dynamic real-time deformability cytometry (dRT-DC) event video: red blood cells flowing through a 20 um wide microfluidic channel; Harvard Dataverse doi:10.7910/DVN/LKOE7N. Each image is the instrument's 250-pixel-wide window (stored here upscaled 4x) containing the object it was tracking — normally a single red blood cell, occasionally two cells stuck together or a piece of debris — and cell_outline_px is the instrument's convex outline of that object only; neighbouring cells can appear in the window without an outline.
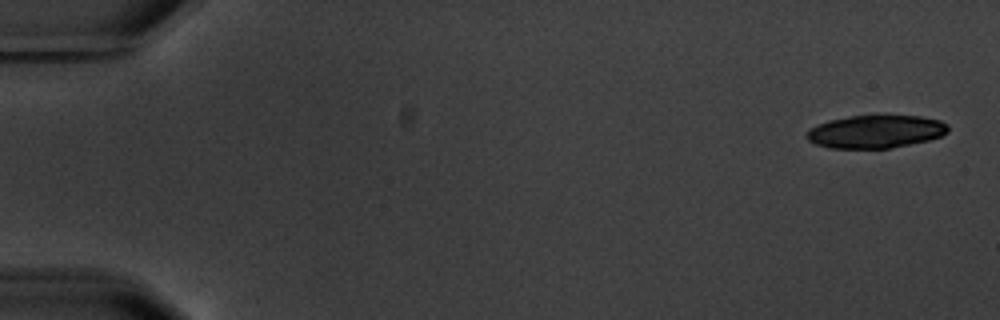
{"species": "common noctule bat (a hibernating species)", "species_latin": "Nyctalus noctula", "temperature_condition": "warm", "stored_images_in_passage": 7, "camera_frame_rate_fps": 3000, "um_per_image_px": 0.085, "animal": {"sex": "male", "body_mass_g": 20.1, "forearm_length_mm": 53.5}, "frame": {"image": 1, "passage_image": 1, "time_ms": 0.0, "image_size_px": [1000, 320], "cell_outline_px": [[948, 132], [940, 136], [928, 140], [888, 148], [828, 148], [816, 144], [808, 140], [804, 136], [808, 128], [816, 124], [828, 120], [848, 116], [920, 116], [940, 120], [948, 124]], "centroid_in_image_um": [74.37, 11.18], "position_along_channel_um": 10.6, "area_um2": 27.17}}
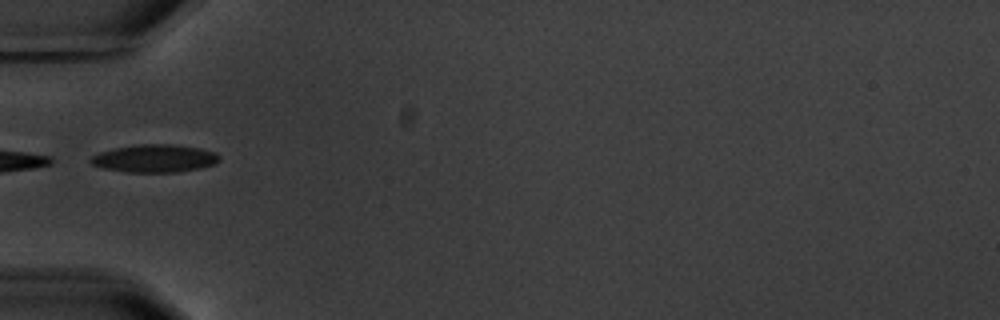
{"frame": {"image": 2, "passage_image": 5, "time_ms": 6.0, "image_size_px": [1000, 320], "cell_outline_px": [[220, 160], [216, 164], [200, 168], [176, 172], [128, 172], [104, 168], [92, 164], [88, 160], [92, 156], [100, 152], [112, 148], [140, 144], [172, 144], [200, 148], [216, 152], [220, 156]], "centroid_in_image_um": [13.17, 13.46], "position_along_channel_um": 71.8, "area_um2": 20.92}}
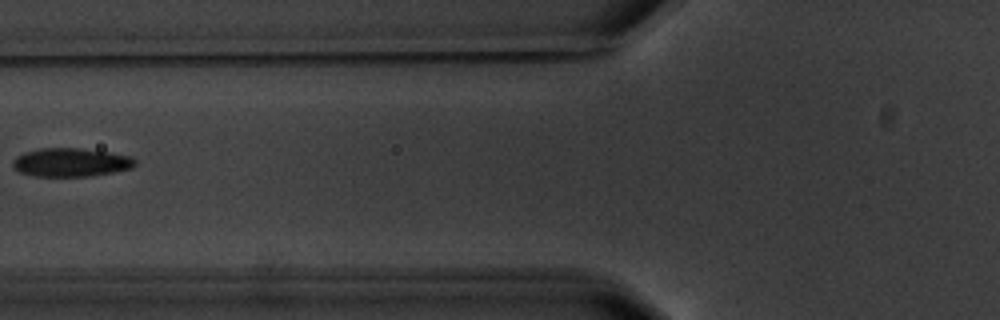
{"frame": {"image": 3, "passage_image": 6, "time_ms": 7.333, "image_size_px": [1000, 320], "cell_outline_px": [[136, 164], [132, 168], [92, 176], [36, 176], [20, 172], [12, 164], [12, 160], [16, 156], [24, 152], [40, 148], [80, 148], [108, 152], [132, 156], [136, 160]], "centroid_in_image_um": [6.04, 13.79], "position_along_channel_um": 119.8, "area_um2": 20.35}}